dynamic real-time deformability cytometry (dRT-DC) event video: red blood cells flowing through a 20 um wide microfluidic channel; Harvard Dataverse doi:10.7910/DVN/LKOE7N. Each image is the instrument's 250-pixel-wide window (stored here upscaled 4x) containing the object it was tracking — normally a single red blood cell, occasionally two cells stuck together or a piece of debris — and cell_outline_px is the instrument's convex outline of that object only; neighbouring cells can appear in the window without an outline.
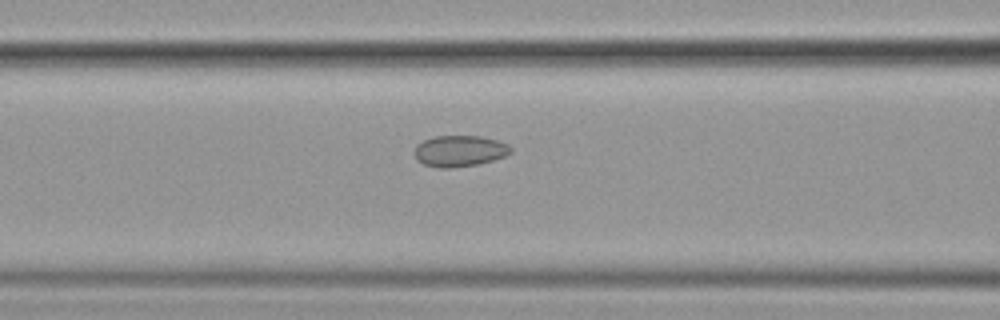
{"species": "common noctule bat (a hibernating species)", "species_latin": "Nyctalus noctula", "temperature_condition": "cold", "stored_images_in_passage": 28, "camera_frame_rate_fps": 3000, "um_per_image_px": 0.085, "animal": {"sex": "female", "body_mass_g": 19.9}, "frame": {"image": 1, "passage_image": 24, "time_ms": 7.667, "image_size_px": [1000, 320], "cell_outline_px": [[512, 152], [504, 156], [480, 164], [452, 168], [440, 168], [424, 164], [416, 160], [412, 152], [416, 144], [424, 140], [436, 136], [480, 136], [496, 140], [508, 144], [512, 148]], "centroid_in_image_um": [39.03, 12.84], "position_along_channel_um": 127.6, "area_um2": 17.69}}
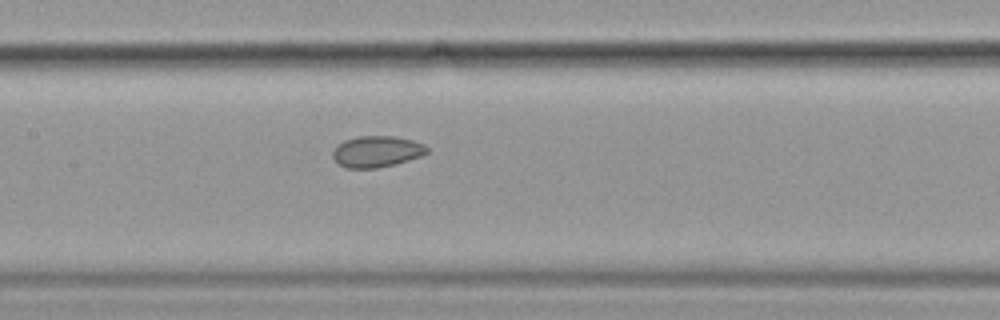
{"frame": {"image": 2, "passage_image": 28, "time_ms": 9.0, "image_size_px": [1000, 320], "cell_outline_px": [[428, 152], [420, 156], [396, 164], [376, 168], [344, 168], [332, 156], [332, 152], [344, 140], [360, 136], [392, 136], [412, 140], [424, 144], [428, 148]], "centroid_in_image_um": [32.03, 12.88], "position_along_channel_um": 175.4, "area_um2": 16.99}}